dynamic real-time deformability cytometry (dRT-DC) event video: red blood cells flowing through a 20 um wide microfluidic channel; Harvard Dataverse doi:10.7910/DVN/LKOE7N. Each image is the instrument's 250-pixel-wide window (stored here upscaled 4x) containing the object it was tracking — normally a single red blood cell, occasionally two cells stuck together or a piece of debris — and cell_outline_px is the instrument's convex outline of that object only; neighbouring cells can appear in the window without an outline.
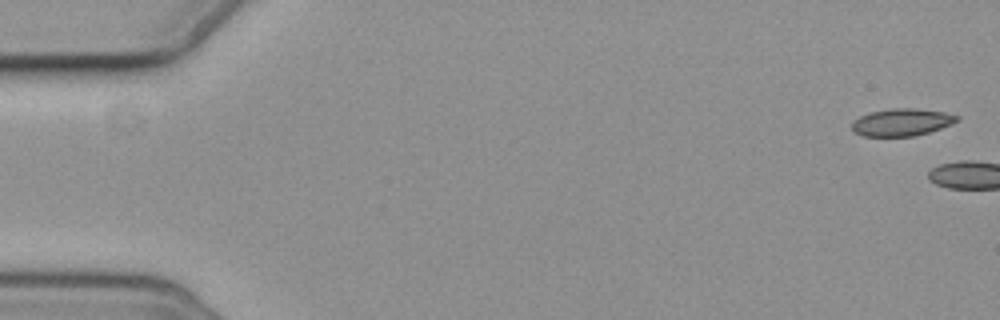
{"species": "common noctule bat (a hibernating species)", "species_latin": "Nyctalus noctula", "temperature_condition": "cold", "stored_images_in_passage": 7, "camera_frame_rate_fps": 3000, "um_per_image_px": 0.085, "animal": {"sex": "female", "body_mass_g": 19.3, "forearm_length_mm": 54.1}, "frame": {"image": 1, "passage_image": 1, "time_ms": 0.0, "image_size_px": [1000, 320], "cell_outline_px": [[960, 120], [952, 124], [928, 132], [912, 136], [864, 136], [852, 132], [852, 120], [868, 112], [892, 108], [912, 108], [944, 112], [960, 116]], "centroid_in_image_um": [76.62, 10.38], "position_along_channel_um": 8.4, "area_um2": 16.82}}
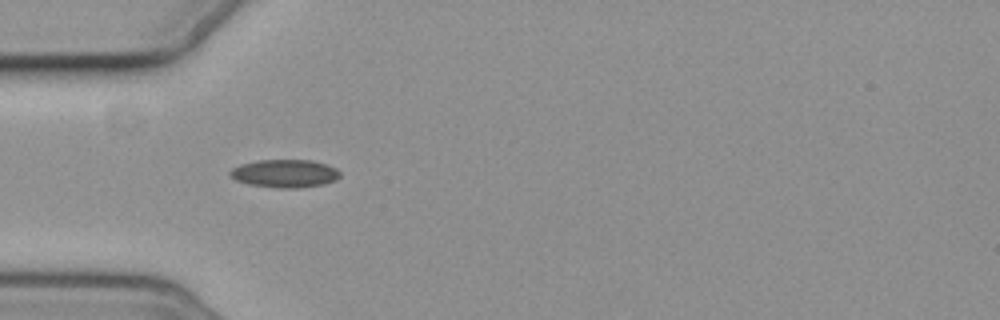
{"frame": {"image": 2, "passage_image": 6, "time_ms": 6.667, "image_size_px": [1000, 320], "cell_outline_px": [[340, 176], [336, 180], [324, 184], [296, 188], [284, 188], [248, 184], [236, 180], [228, 172], [232, 168], [240, 164], [260, 160], [312, 160], [336, 168], [340, 172]], "centroid_in_image_um": [24.22, 14.74], "position_along_channel_um": 60.8, "area_um2": 17.8}}
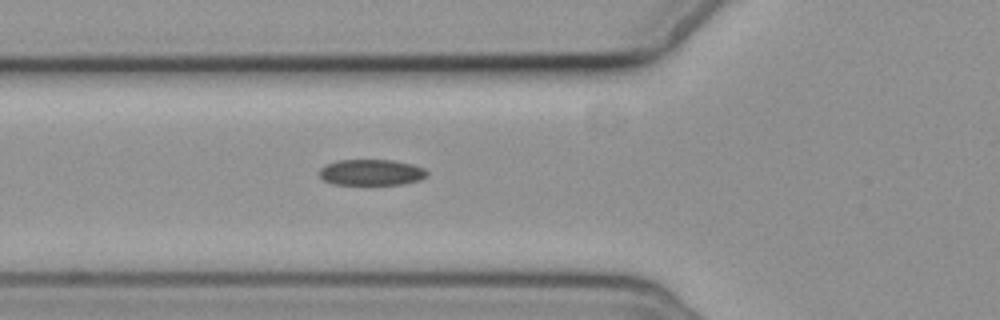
{"frame": {"image": 3, "passage_image": 7, "time_ms": 7.667, "image_size_px": [1000, 320], "cell_outline_px": [[428, 176], [420, 180], [404, 184], [332, 184], [324, 180], [320, 176], [320, 168], [336, 160], [392, 160], [412, 164], [424, 168], [428, 172]], "centroid_in_image_um": [31.6, 14.65], "position_along_channel_um": 94.2, "area_um2": 16.3}}